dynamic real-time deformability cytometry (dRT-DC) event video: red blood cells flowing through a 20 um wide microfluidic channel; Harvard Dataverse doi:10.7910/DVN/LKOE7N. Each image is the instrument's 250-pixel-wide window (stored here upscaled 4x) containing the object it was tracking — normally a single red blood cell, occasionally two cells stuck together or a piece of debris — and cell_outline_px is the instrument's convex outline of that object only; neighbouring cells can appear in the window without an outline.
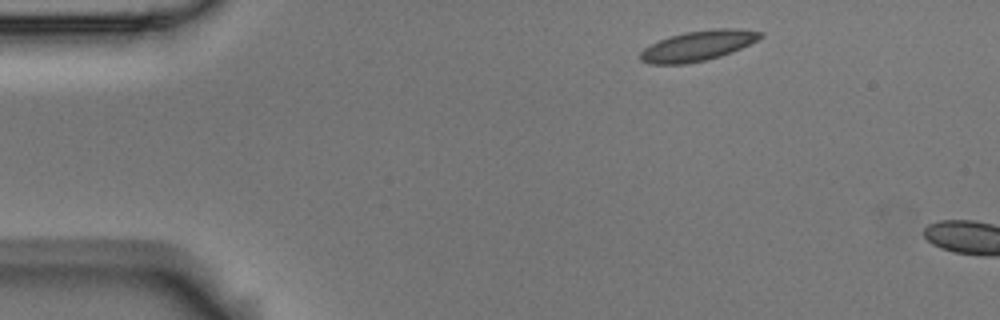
{"species": "Egyptian fruit bat (a non-hibernating species)", "species_latin": "Rousettus aegyptiacus", "temperature_condition": "room temperature", "stored_images_in_passage": 4, "camera_frame_rate_fps": 3000, "um_per_image_px": 0.085, "animal": {"sex": "male"}, "frame": {"image": 1, "passage_image": 1, "time_ms": 0.0, "image_size_px": [1000, 320], "cell_outline_px": [[764, 36], [732, 52], [720, 56], [704, 60], [684, 64], [648, 64], [640, 60], [640, 52], [644, 48], [660, 40], [684, 32], [712, 28], [740, 28], [764, 32]], "centroid_in_image_um": [59.34, 3.87], "position_along_channel_um": 25.7, "area_um2": 21.04}}